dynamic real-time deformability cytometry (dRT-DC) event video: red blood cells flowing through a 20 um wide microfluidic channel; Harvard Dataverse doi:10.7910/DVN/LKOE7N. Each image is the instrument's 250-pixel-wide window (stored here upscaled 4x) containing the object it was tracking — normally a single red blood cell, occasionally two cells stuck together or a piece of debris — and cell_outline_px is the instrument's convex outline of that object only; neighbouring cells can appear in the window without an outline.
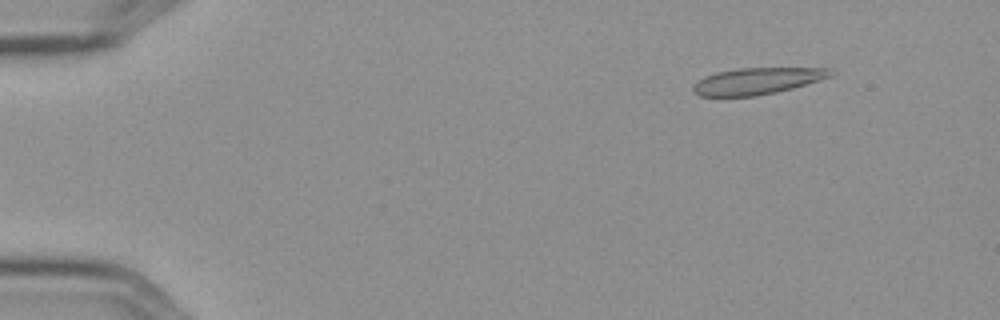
{"species": "Egyptian fruit bat (a non-hibernating species)", "species_latin": "Rousettus aegyptiacus", "temperature_condition": "cold", "stored_images_in_passage": 5, "camera_frame_rate_fps": 3000, "um_per_image_px": 0.085, "frame": {"image": 1, "passage_image": 5, "time_ms": 1.333, "image_size_px": [1000, 320], "cell_outline_px": [[832, 76], [820, 80], [792, 88], [776, 92], [756, 96], [700, 96], [692, 88], [704, 76], [716, 72], [736, 68], [832, 68]], "centroid_in_image_um": [64.38, 6.88], "position_along_channel_um": 20.6, "area_um2": 21.1}}